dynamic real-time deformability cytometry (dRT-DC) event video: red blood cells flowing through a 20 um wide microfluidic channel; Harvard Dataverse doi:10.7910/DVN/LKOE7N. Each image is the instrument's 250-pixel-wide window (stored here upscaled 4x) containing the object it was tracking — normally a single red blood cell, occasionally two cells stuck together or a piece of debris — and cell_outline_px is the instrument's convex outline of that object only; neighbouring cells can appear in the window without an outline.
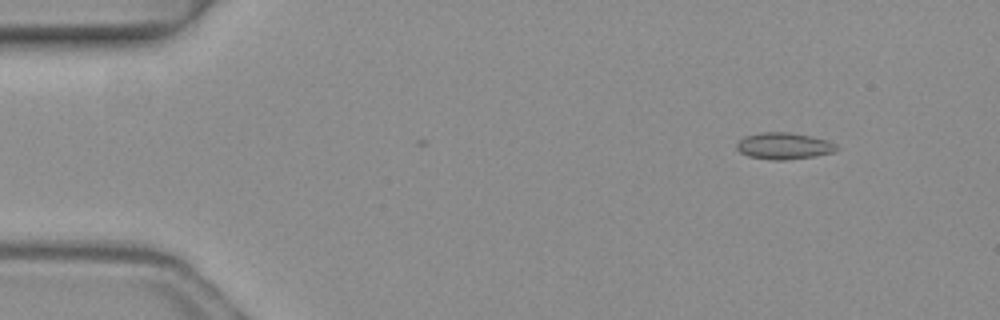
{"species": "common noctule bat (a hibernating species)", "species_latin": "Nyctalus noctula", "temperature_condition": "warm", "stored_images_in_passage": 6, "camera_frame_rate_fps": 3000, "um_per_image_px": 0.085, "animal": {"sex": "female", "body_mass_g": 19.3, "forearm_length_mm": 54.1}, "frame": {"image": 1, "passage_image": 2, "time_ms": 0.333, "image_size_px": [1000, 320], "cell_outline_px": [[840, 148], [832, 152], [816, 156], [784, 160], [776, 160], [748, 156], [740, 152], [736, 148], [736, 144], [744, 136], [760, 132], [788, 132], [828, 140], [836, 144]], "centroid_in_image_um": [66.63, 12.4], "position_along_channel_um": 18.4, "area_um2": 15.43}}
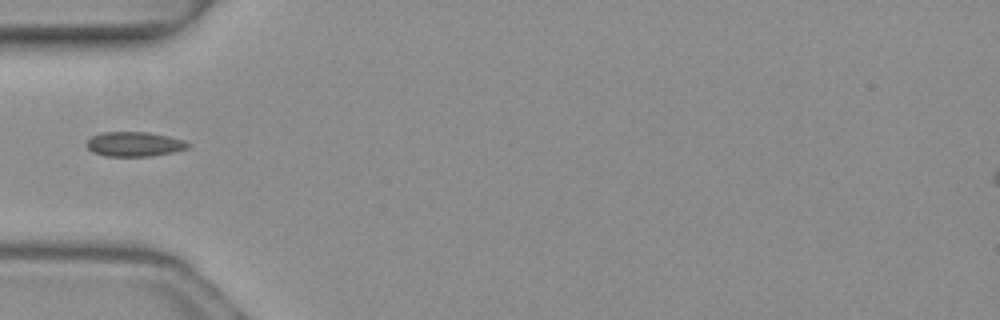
{"frame": {"image": 2, "passage_image": 5, "time_ms": 1.333, "image_size_px": [1000, 320], "cell_outline_px": [[192, 144], [188, 148], [176, 152], [152, 156], [104, 156], [92, 152], [84, 144], [92, 136], [100, 132], [148, 132], [168, 136], [184, 140]], "centroid_in_image_um": [11.43, 12.25], "position_along_channel_um": 73.6, "area_um2": 14.8}}
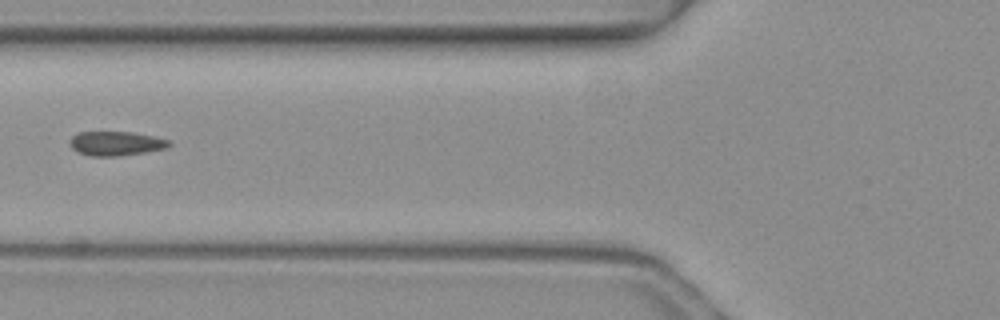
{"frame": {"image": 3, "passage_image": 6, "time_ms": 1.667, "image_size_px": [1000, 320], "cell_outline_px": [[172, 144], [168, 148], [120, 156], [88, 156], [76, 152], [68, 144], [68, 140], [72, 136], [80, 132], [132, 132], [152, 136], [168, 140]], "centroid_in_image_um": [9.81, 12.2], "position_along_channel_um": 116.0, "area_um2": 14.16}}